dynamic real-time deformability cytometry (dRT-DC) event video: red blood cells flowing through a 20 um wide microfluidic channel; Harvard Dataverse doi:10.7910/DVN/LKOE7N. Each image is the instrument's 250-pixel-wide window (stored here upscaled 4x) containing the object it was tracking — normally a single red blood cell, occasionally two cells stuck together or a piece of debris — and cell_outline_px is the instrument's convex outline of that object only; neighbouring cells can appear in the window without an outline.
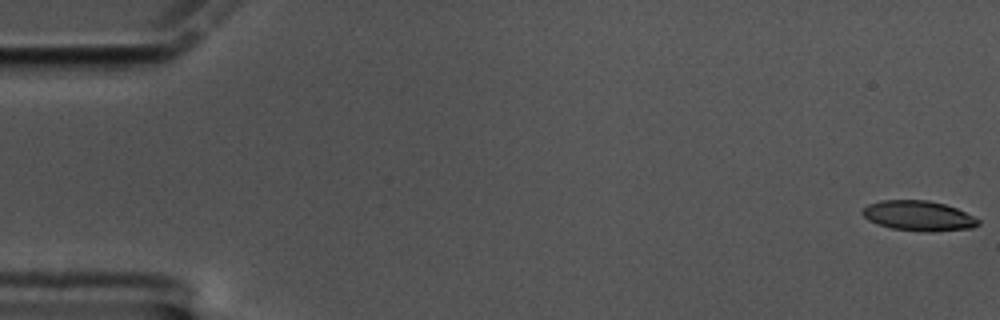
{"species": "common noctule bat (a hibernating species)", "species_latin": "Nyctalus noctula", "temperature_condition": "cold", "stored_images_in_passage": 19, "camera_frame_rate_fps": 3000, "um_per_image_px": 0.085, "animal": {"sex": "male", "body_mass_g": 17.5, "forearm_length_mm": 52.3}, "frame": {"image": 1, "passage_image": 1, "time_ms": 0.0, "image_size_px": [1000, 320], "cell_outline_px": [[980, 224], [972, 228], [932, 232], [928, 232], [892, 228], [868, 220], [860, 212], [868, 204], [880, 200], [928, 200], [944, 204], [956, 208], [980, 220]], "centroid_in_image_um": [78.07, 18.34], "position_along_channel_um": 6.9, "area_um2": 20.17}}